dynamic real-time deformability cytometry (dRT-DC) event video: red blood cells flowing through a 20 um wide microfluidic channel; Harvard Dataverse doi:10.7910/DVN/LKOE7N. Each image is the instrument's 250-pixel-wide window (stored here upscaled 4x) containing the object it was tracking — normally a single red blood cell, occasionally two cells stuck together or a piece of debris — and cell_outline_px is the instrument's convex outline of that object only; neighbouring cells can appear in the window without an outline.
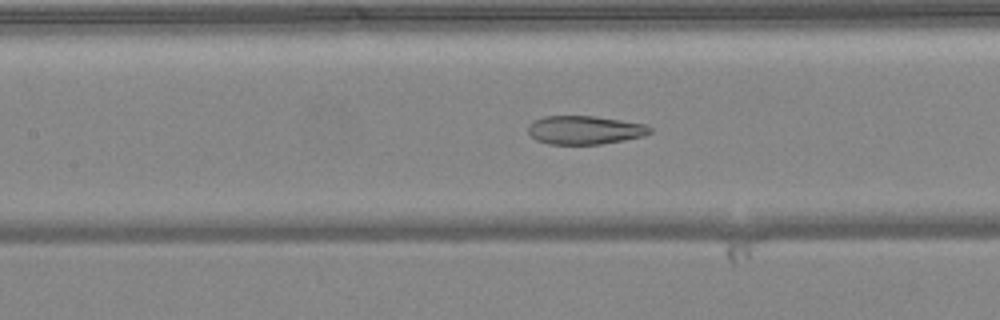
{"species": "common noctule bat (a hibernating species)", "species_latin": "Nyctalus noctula", "temperature_condition": "warm", "stored_images_in_passage": 49, "camera_frame_rate_fps": 3000, "um_per_image_px": 0.085, "animal": {"sex": "female", "body_mass_g": 24.6, "forearm_length_mm": 56.2}, "frame": {"image": 1, "passage_image": 22, "time_ms": 7.0, "image_size_px": [1000, 320], "cell_outline_px": [[652, 132], [644, 136], [624, 140], [600, 144], [548, 144], [536, 140], [528, 132], [528, 124], [532, 120], [544, 116], [596, 116], [644, 124], [652, 128]], "centroid_in_image_um": [49.68, 11.05], "position_along_channel_um": 157.7, "area_um2": 20.35}}
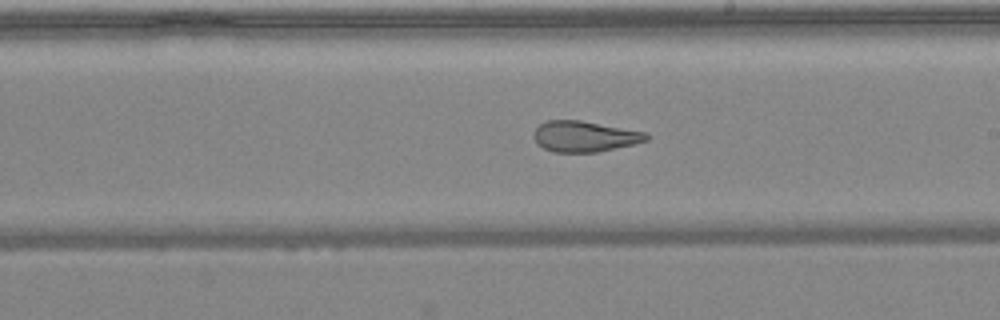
{"frame": {"image": 2, "passage_image": 28, "time_ms": 9.0, "image_size_px": [1000, 320], "cell_outline_px": [[652, 136], [648, 140], [632, 144], [596, 152], [552, 152], [536, 144], [532, 136], [532, 132], [540, 124], [548, 120], [580, 120], [648, 132]], "centroid_in_image_um": [49.67, 11.59], "position_along_channel_um": 239.3, "area_um2": 20.4}}
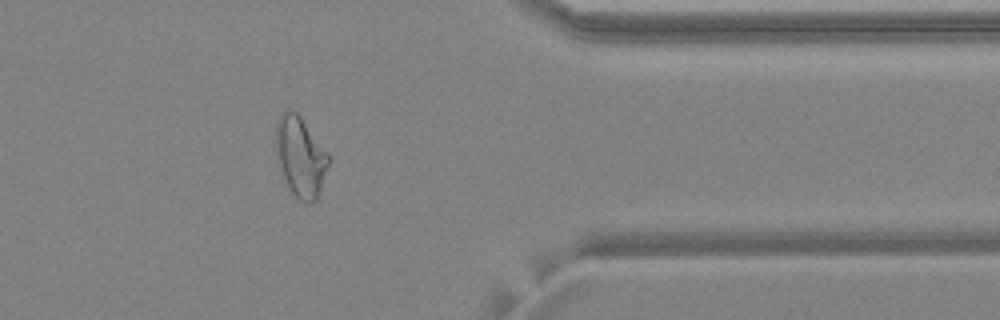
{"frame": {"image": 3, "passage_image": 40, "time_ms": 13.0, "image_size_px": [1000, 320], "cell_outline_px": [[328, 164], [316, 200], [312, 204], [308, 204], [300, 200], [288, 188], [276, 156], [276, 120], [280, 112], [288, 108], [296, 112], [300, 116], [328, 152]], "centroid_in_image_um": [25.51, 13.28], "position_along_channel_um": 385.9, "area_um2": 24.45}, "authors_computed_cell_mechanics": {"area_um2": 25.8366, "velocity_mm_per_s": 4.1035, "shape_relaxation_time_tau1_ms": null, "shape_relaxation_time_tau2_ms": 2.0093, "deformation_change_tau1": null, "deformation_change_tau2": 0.1028}}